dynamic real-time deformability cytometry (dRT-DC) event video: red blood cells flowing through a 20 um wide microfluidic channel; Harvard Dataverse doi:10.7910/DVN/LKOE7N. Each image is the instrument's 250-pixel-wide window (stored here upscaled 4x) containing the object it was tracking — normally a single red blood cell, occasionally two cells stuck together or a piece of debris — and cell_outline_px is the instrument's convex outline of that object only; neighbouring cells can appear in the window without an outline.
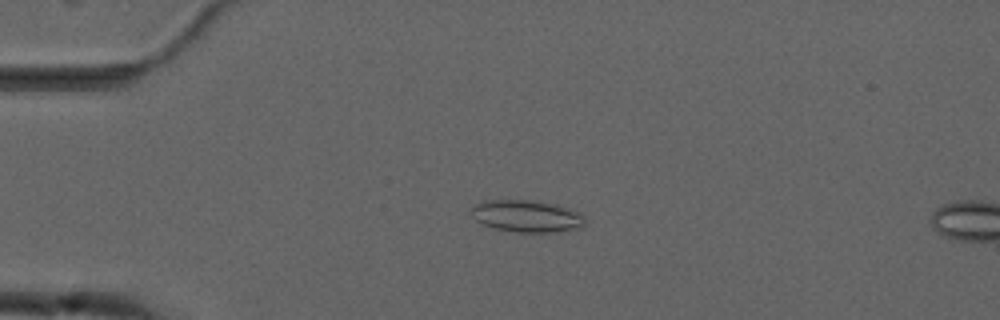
{"species": "common noctule bat (a hibernating species)", "species_latin": "Nyctalus noctula", "temperature_condition": "cold", "stored_images_in_passage": 55, "camera_frame_rate_fps": 3000, "um_per_image_px": 0.085, "animal": {"sex": "male", "forearm_length_mm": 52.5}, "frame": {"image": 1, "passage_image": 13, "time_ms": 4.0, "image_size_px": [1000, 320], "cell_outline_px": [[584, 228], [556, 232], [516, 232], [496, 228], [484, 224], [476, 220], [472, 216], [472, 208], [476, 204], [484, 200], [536, 200], [556, 204], [580, 212], [584, 216]], "centroid_in_image_um": [44.83, 18.36], "position_along_channel_um": 40.2, "area_um2": 21.33}}
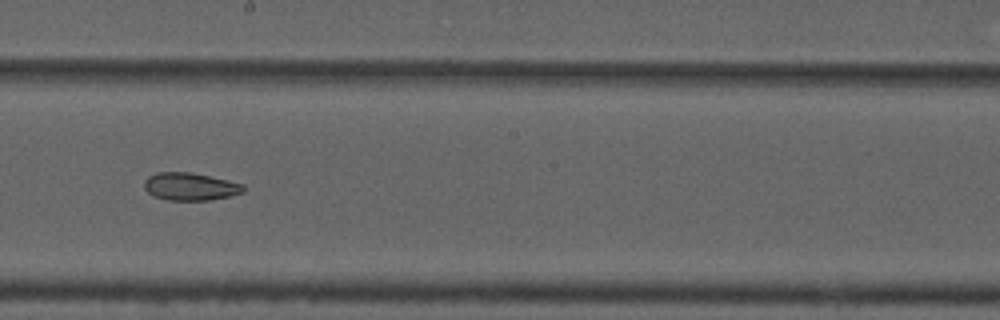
{"frame": {"image": 2, "passage_image": 31, "time_ms": 10.0, "image_size_px": [1000, 320], "cell_outline_px": [[244, 192], [228, 196], [208, 200], [168, 200], [152, 196], [144, 188], [144, 180], [148, 176], [156, 172], [192, 172], [228, 180], [244, 184]], "centroid_in_image_um": [16.14, 15.85], "position_along_channel_um": 232.1, "area_um2": 16.07}}
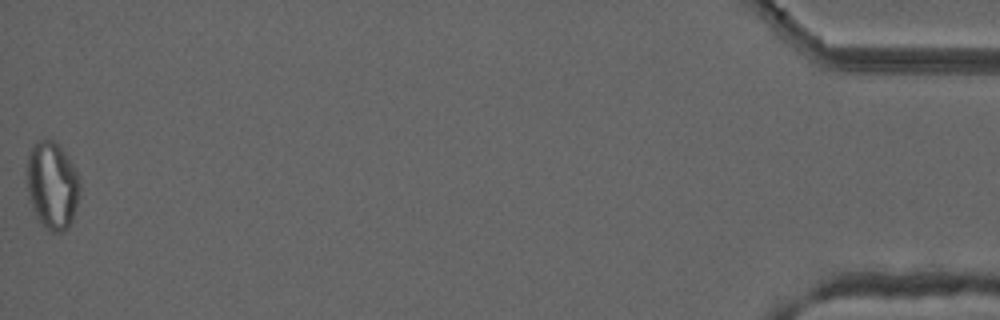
{"frame": {"image": 3, "passage_image": 55, "time_ms": 18.0, "image_size_px": [1000, 320], "cell_outline_px": [[80, 192], [72, 220], [68, 228], [64, 232], [48, 232], [40, 224], [36, 216], [32, 204], [28, 188], [28, 156], [32, 148], [40, 140], [56, 140], [60, 144], [72, 164], [76, 172], [80, 184]], "centroid_in_image_um": [4.47, 15.79], "position_along_channel_um": 430.7, "area_um2": 26.76}, "authors_computed_cell_mechanics": {"area_um2": 20.6346, "velocity_mm_per_s": 3.7097, "shape_relaxation_time_tau1_ms": null, "shape_relaxation_time_tau2_ms": 4.9981, "deformation_change_tau1": null, "deformation_change_tau2": 0.1095}}